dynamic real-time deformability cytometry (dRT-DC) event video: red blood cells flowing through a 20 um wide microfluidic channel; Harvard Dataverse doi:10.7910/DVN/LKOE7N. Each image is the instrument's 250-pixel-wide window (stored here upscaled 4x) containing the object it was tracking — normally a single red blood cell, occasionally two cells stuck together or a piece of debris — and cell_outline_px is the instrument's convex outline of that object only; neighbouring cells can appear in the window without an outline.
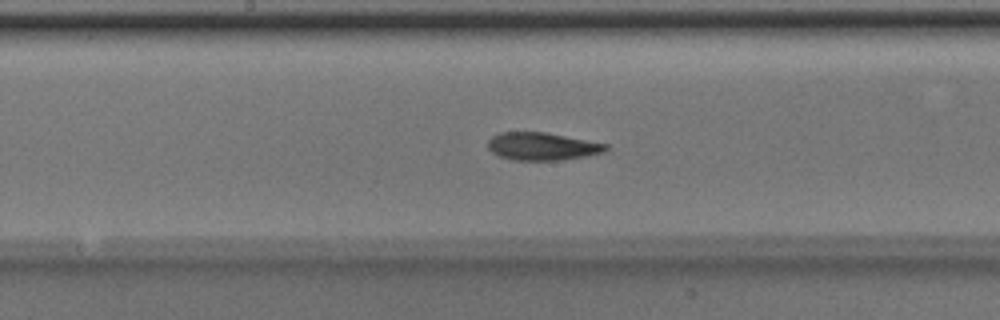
{"species": "Egyptian fruit bat (a non-hibernating species)", "species_latin": "Rousettus aegyptiacus", "temperature_condition": "room temperature", "stored_images_in_passage": 49, "camera_frame_rate_fps": 3000, "um_per_image_px": 0.085, "animal": {"sex": "male"}, "frame": {"image": 1, "passage_image": 25, "time_ms": 8.0, "image_size_px": [1000, 320], "cell_outline_px": [[608, 148], [604, 152], [584, 156], [560, 160], [512, 160], [500, 156], [492, 152], [488, 148], [488, 140], [492, 136], [500, 132], [544, 132], [608, 144]], "centroid_in_image_um": [46.06, 12.44], "position_along_channel_um": 202.1, "area_um2": 18.9}}
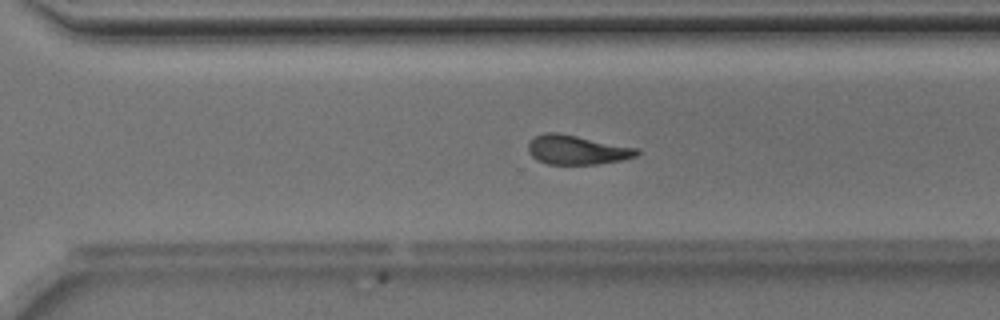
{"frame": {"image": 2, "passage_image": 34, "time_ms": 11.0, "image_size_px": [1000, 320], "cell_outline_px": [[640, 152], [636, 156], [620, 160], [596, 164], [548, 164], [532, 156], [528, 152], [528, 144], [536, 136], [544, 132], [556, 132], [640, 148]], "centroid_in_image_um": [49.06, 12.73], "position_along_channel_um": 321.5, "area_um2": 18.38}}
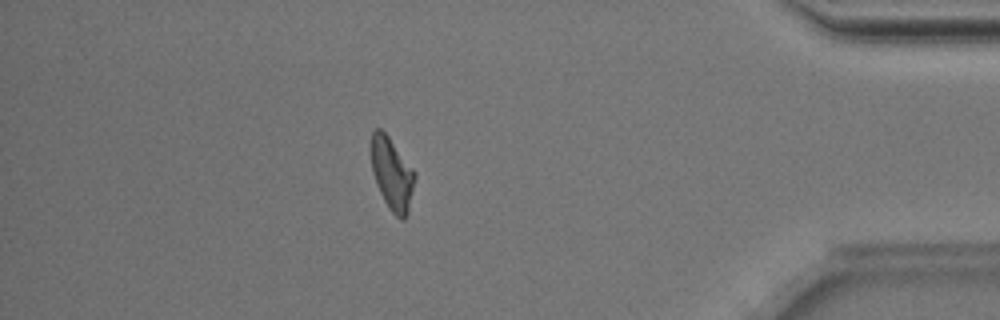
{"frame": {"image": 3, "passage_image": 43, "time_ms": 14.0, "image_size_px": [1000, 320], "cell_outline_px": [[416, 176], [408, 212], [404, 220], [400, 220], [388, 208], [376, 184], [372, 172], [372, 132], [376, 128], [380, 128], [388, 136], [416, 172]], "centroid_in_image_um": [33.34, 14.8], "position_along_channel_um": 401.9, "area_um2": 18.26}, "authors_computed_cell_mechanics": {"area_um2": 18.9006, "velocity_mm_per_s": 4.0026, "shape_relaxation_time_tau1_ms": 6.431, "shape_relaxation_time_tau2_ms": 5.3836, "deformation_change_tau1": 0.1965, "deformation_change_tau2": 0.1321}}